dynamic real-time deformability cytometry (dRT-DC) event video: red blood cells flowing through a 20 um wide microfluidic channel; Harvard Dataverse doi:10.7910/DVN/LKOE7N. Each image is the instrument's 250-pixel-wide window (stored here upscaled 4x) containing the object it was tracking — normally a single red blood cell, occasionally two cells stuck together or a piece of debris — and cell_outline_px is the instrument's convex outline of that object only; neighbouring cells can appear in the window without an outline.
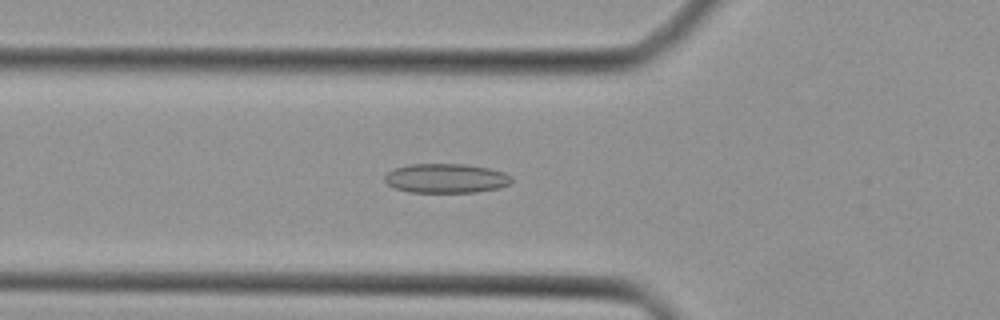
{"species": "Egyptian fruit bat (a non-hibernating species)", "species_latin": "Rousettus aegyptiacus", "temperature_condition": "cold", "stored_images_in_passage": 33, "camera_frame_rate_fps": 3000, "um_per_image_px": 0.085, "animal": {"sex": "female"}, "frame": {"image": 1, "passage_image": 5, "time_ms": 1.333, "image_size_px": [1000, 320], "cell_outline_px": [[512, 180], [508, 184], [500, 188], [476, 192], [408, 192], [396, 188], [388, 184], [384, 180], [384, 176], [388, 172], [396, 168], [412, 164], [464, 164], [488, 168], [504, 172], [512, 176]], "centroid_in_image_um": [37.93, 15.16], "position_along_channel_um": 87.9, "area_um2": 21.62}}
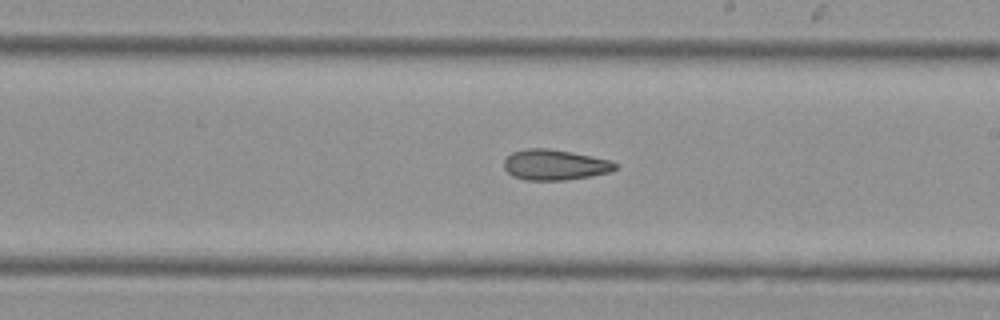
{"frame": {"image": 2, "passage_image": 15, "time_ms": 4.667, "image_size_px": [1000, 320], "cell_outline_px": [[620, 164], [616, 168], [608, 172], [592, 176], [564, 180], [524, 180], [512, 176], [504, 168], [504, 160], [512, 152], [528, 148], [548, 148], [572, 152], [612, 160]], "centroid_in_image_um": [47.17, 14.01], "position_along_channel_um": 241.8, "area_um2": 19.94}}
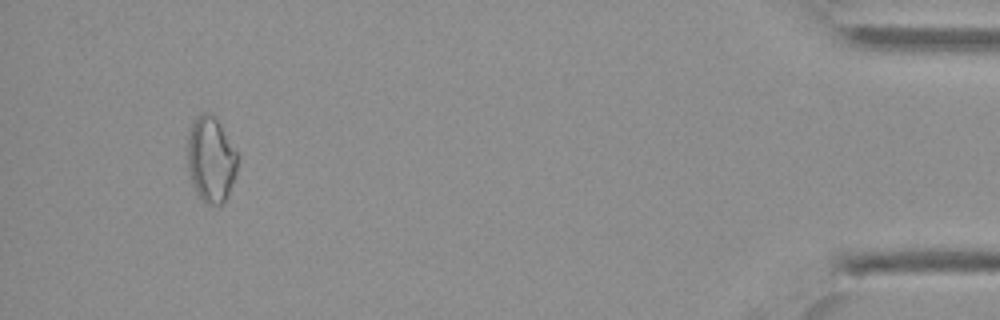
{"frame": {"image": 3, "passage_image": 31, "time_ms": 10.0, "image_size_px": [1000, 320], "cell_outline_px": [[236, 172], [228, 196], [220, 204], [208, 204], [196, 192], [192, 184], [188, 168], [188, 136], [192, 124], [196, 116], [200, 112], [208, 112], [216, 120], [236, 152]], "centroid_in_image_um": [17.9, 13.56], "position_along_channel_um": 417.3, "area_um2": 24.22}}